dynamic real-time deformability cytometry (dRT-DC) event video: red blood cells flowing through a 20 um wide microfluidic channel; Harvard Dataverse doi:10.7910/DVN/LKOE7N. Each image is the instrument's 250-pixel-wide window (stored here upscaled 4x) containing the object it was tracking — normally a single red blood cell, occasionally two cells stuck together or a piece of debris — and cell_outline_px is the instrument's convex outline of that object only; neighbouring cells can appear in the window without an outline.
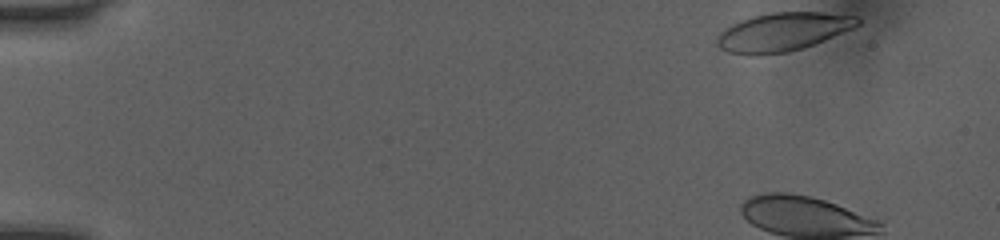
{"species": "human", "species_latin": "Homo sapiens", "temperature_condition": "room temperature", "stored_images_in_passage": 5, "camera_frame_rate_fps": 3000, "um_per_image_px": 0.085, "donor": {"sex": "female"}, "frame": {"image": 1, "passage_image": 1, "time_ms": 0.0, "image_size_px": [1000, 240], "cell_outline_px": [[860, 24], [852, 28], [812, 44], [788, 52], [756, 56], [748, 56], [728, 52], [720, 48], [716, 44], [716, 36], [724, 28], [740, 20], [752, 16], [772, 12], [824, 12], [860, 16]], "centroid_in_image_um": [66.48, 2.71], "position_along_channel_um": 18.5, "area_um2": 31.62}}